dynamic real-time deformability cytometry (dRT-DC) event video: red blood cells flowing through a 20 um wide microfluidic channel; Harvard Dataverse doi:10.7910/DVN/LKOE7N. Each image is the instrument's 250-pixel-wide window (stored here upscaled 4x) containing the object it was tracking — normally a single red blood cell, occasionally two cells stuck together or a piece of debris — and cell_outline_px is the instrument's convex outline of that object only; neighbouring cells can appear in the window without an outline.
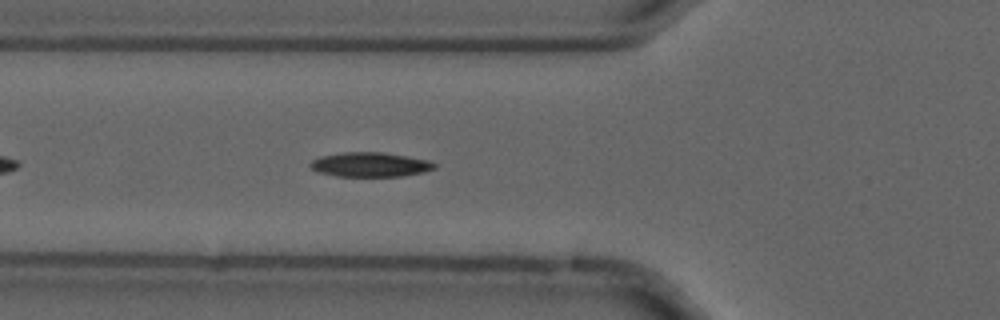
{"species": "common noctule bat (a hibernating species)", "species_latin": "Nyctalus noctula", "temperature_condition": "cold", "stored_images_in_passage": 42, "camera_frame_rate_fps": 3000, "um_per_image_px": 0.085, "animal": {"sex": "male", "forearm_length_mm": 52.5}, "frame": {"image": 1, "passage_image": 7, "time_ms": 2.0, "image_size_px": [1000, 320], "cell_outline_px": [[436, 168], [424, 172], [404, 176], [336, 176], [316, 172], [308, 164], [312, 160], [320, 156], [344, 152], [384, 152], [428, 160], [436, 164]], "centroid_in_image_um": [31.45, 13.99], "position_along_channel_um": 94.4, "area_um2": 17.8}}
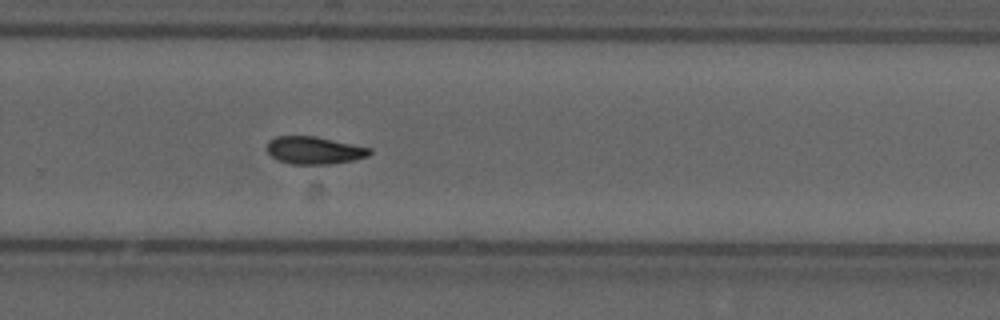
{"frame": {"image": 2, "passage_image": 24, "time_ms": 7.667, "image_size_px": [1000, 320], "cell_outline_px": [[372, 152], [368, 156], [352, 160], [328, 164], [292, 164], [276, 160], [264, 148], [268, 140], [276, 136], [316, 136], [372, 148]], "centroid_in_image_um": [26.67, 12.77], "position_along_channel_um": 303.1, "area_um2": 16.65}, "authors_computed_cell_mechanics": {"area_um2": 16.7331, "velocity_mm_per_s": 3.6852, "shape_relaxation_time_tau1_ms": 9.3051, "shape_relaxation_time_tau2_ms": null, "deformation_change_tau1": 0.1613, "deformation_change_tau2": null}}